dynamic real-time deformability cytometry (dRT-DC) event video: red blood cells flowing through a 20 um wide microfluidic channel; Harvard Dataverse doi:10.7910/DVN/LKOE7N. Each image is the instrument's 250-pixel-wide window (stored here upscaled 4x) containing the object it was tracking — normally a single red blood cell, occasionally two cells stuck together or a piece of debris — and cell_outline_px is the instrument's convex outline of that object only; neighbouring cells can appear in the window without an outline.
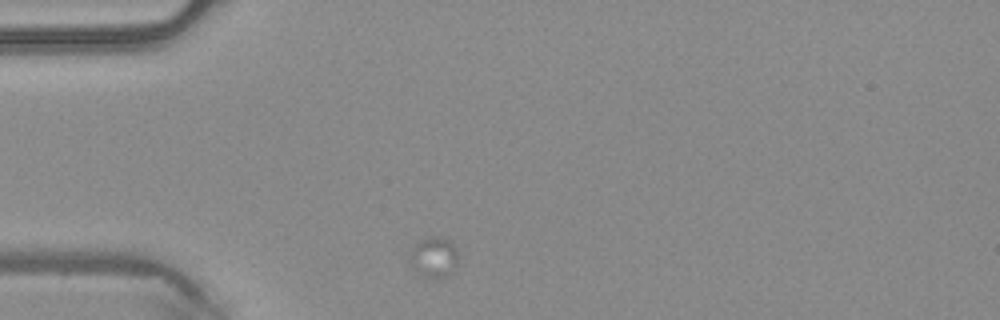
{"species": "common noctule bat (a hibernating species)", "species_latin": "Nyctalus noctula", "temperature_condition": "warm", "stored_images_in_passage": 10, "camera_frame_rate_fps": 3000, "um_per_image_px": 0.085, "animal": {"sex": "male", "body_mass_g": 20.4}, "frame": {"image": 1, "passage_image": 1, "time_ms": 0.0, "image_size_px": [1000, 320], "cell_outline_px": [[456, 264], [452, 272], [444, 280], [424, 276], [408, 260], [408, 256], [416, 244], [420, 240], [428, 236], [436, 236], [448, 240], [456, 248]], "centroid_in_image_um": [36.89, 21.87], "position_along_channel_um": 48.1, "area_um2": 11.27}}